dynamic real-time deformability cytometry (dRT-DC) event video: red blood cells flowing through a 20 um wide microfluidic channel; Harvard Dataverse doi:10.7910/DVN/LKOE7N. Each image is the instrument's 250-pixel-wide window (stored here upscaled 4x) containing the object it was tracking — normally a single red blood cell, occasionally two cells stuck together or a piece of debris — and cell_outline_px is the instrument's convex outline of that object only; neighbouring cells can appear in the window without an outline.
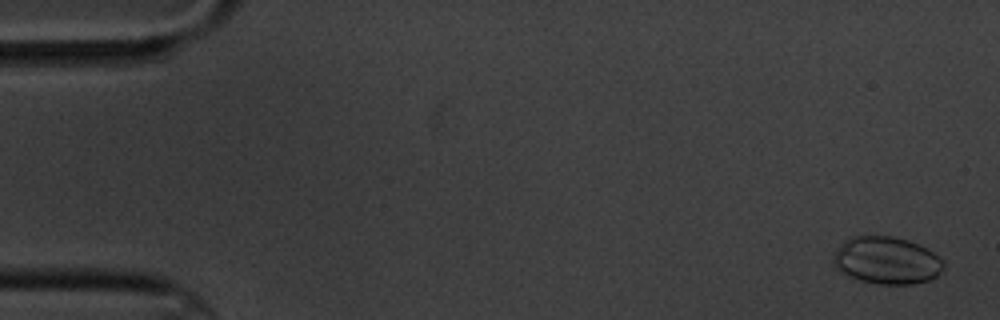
{"species": "common noctule bat (a hibernating species)", "species_latin": "Nyctalus noctula", "temperature_condition": "cold", "stored_images_in_passage": 12, "segment_of_instrument_passage": [1, 2], "camera_frame_rate_fps": 3000, "um_per_image_px": 0.085, "animal": {"sex": "male", "body_mass_g": 20.1, "forearm_length_mm": 53.5}, "frame": {"image": 1, "passage_image": 1, "time_ms": 0.0, "image_size_px": [1000, 320], "cell_outline_px": [[944, 268], [936, 276], [928, 280], [912, 284], [880, 284], [860, 280], [844, 276], [832, 264], [832, 256], [844, 240], [848, 236], [892, 236], [908, 240], [932, 252], [944, 260]], "centroid_in_image_um": [75.31, 22.14], "position_along_channel_um": 9.7, "area_um2": 30.58}}
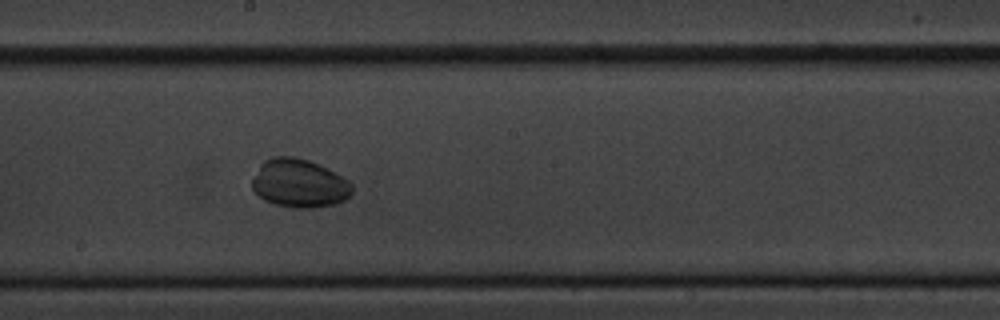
{"frame": {"image": 2, "passage_image": 9, "time_ms": 10.0, "image_size_px": [1000, 320], "cell_outline_px": [[352, 192], [344, 200], [332, 204], [312, 208], [296, 208], [276, 204], [264, 200], [252, 188], [252, 180], [260, 164], [264, 160], [272, 156], [296, 156], [320, 164], [328, 168], [348, 180], [352, 184]], "centroid_in_image_um": [25.43, 15.56], "position_along_channel_um": 222.8, "area_um2": 28.21}}
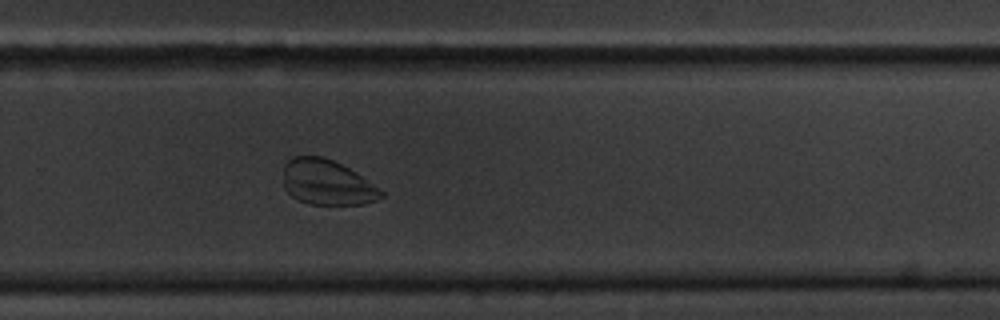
{"frame": {"image": 3, "passage_image": 11, "time_ms": 12.333, "image_size_px": [1000, 320], "cell_outline_px": [[384, 196], [376, 200], [364, 204], [308, 204], [292, 196], [284, 188], [284, 164], [292, 156], [324, 156], [348, 168], [384, 192]], "centroid_in_image_um": [27.77, 15.5], "position_along_channel_um": 302.0, "area_um2": 25.49}}